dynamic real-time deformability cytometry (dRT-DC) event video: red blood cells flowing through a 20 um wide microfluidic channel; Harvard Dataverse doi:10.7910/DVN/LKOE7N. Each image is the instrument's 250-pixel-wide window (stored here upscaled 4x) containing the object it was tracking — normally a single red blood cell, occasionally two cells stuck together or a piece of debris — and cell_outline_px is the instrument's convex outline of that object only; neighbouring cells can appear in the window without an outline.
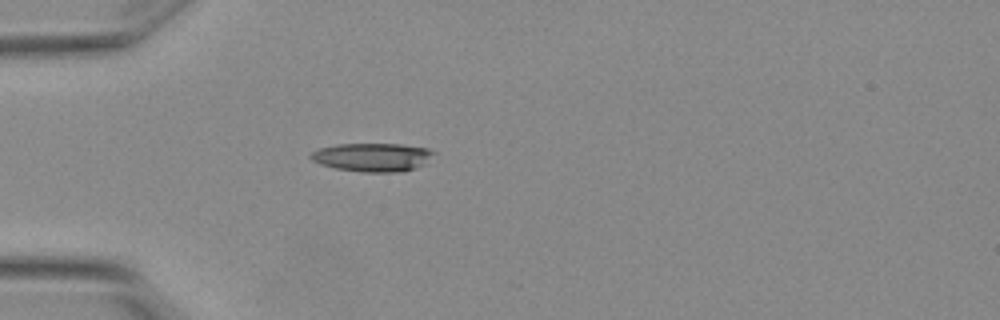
{"species": "Egyptian fruit bat (a non-hibernating species)", "species_latin": "Rousettus aegyptiacus", "temperature_condition": "warm", "stored_images_in_passage": 1, "camera_frame_rate_fps": 3000, "um_per_image_px": 0.085, "animal": {"sex": "female"}, "frame": {"image": 1, "passage_image": 1, "time_ms": 0.0, "image_size_px": [1000, 320], "cell_outline_px": [[436, 152], [428, 164], [400, 172], [364, 172], [336, 168], [320, 164], [312, 160], [308, 156], [312, 152], [320, 148], [336, 144], [400, 144], [428, 148]], "centroid_in_image_um": [31.71, 13.36], "position_along_channel_um": 53.3, "area_um2": 20.58}}